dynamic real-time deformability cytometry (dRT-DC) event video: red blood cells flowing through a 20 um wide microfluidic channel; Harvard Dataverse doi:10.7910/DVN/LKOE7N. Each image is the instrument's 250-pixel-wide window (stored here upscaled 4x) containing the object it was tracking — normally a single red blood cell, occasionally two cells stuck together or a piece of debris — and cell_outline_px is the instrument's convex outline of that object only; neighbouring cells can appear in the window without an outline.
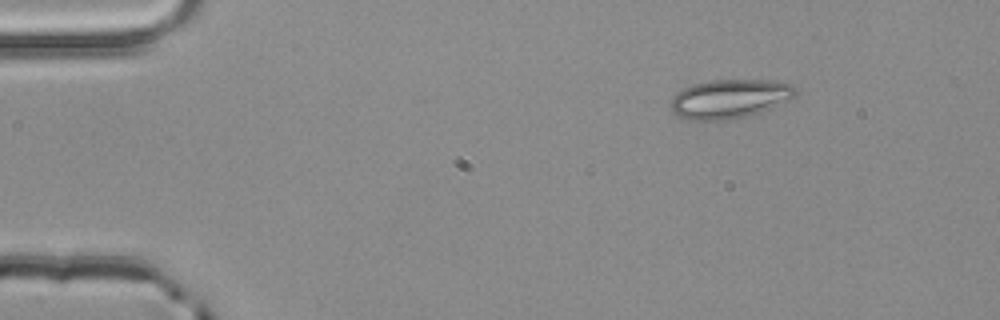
{"species": "common noctule bat (a hibernating species)", "species_latin": "Nyctalus noctula", "temperature_condition": "room temperature", "stored_images_in_passage": 3, "camera_frame_rate_fps": 3000, "um_per_image_px": 0.085, "animal": {"sex": "male", "body_mass_g": 20.4}, "frame": {"image": 1, "passage_image": 1, "time_ms": 0.0, "image_size_px": [1000, 320], "cell_outline_px": [[796, 96], [792, 100], [744, 116], [724, 120], [688, 120], [672, 112], [672, 96], [676, 92], [692, 84], [708, 80], [764, 80], [792, 84], [796, 92]], "centroid_in_image_um": [62.0, 8.38], "position_along_channel_um": 23.0, "area_um2": 28.09}}
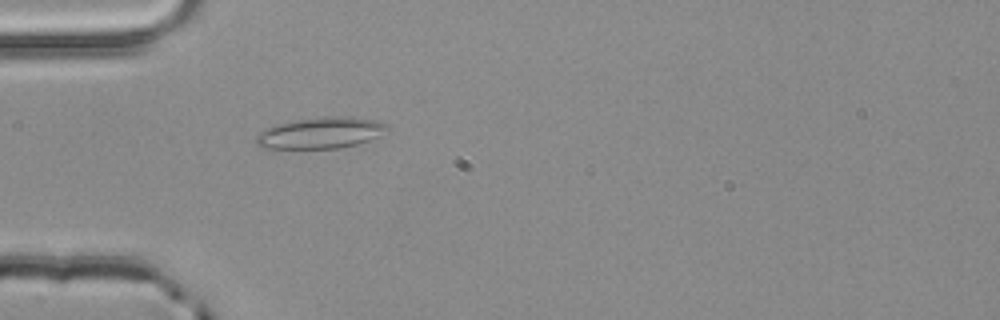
{"frame": {"image": 2, "passage_image": 3, "time_ms": 0.667, "image_size_px": [1000, 320], "cell_outline_px": [[388, 128], [376, 136], [368, 140], [356, 144], [336, 148], [260, 148], [256, 144], [256, 136], [260, 132], [268, 128], [280, 124], [296, 120], [320, 116], [348, 116], [372, 120], [388, 124]], "centroid_in_image_um": [27.22, 11.29], "position_along_channel_um": 57.8, "area_um2": 23.41}}